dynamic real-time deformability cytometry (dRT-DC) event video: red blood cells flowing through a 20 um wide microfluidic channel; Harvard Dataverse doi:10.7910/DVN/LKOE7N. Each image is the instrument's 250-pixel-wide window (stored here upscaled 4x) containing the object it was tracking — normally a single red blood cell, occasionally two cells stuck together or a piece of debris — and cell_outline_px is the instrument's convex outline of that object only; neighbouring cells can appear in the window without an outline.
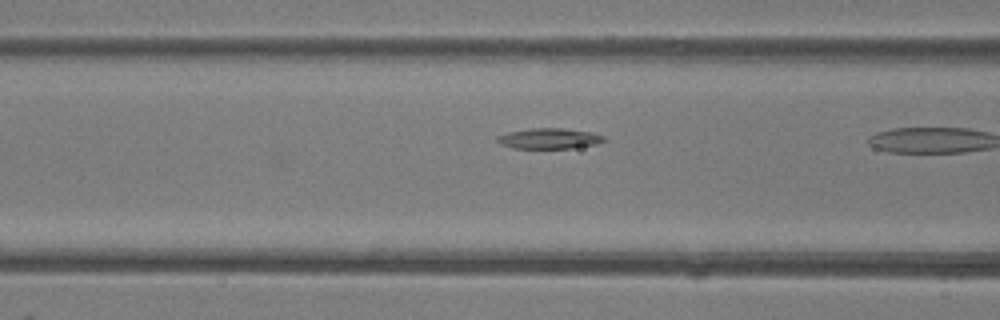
{"species": "common noctule bat (a hibernating species)", "species_latin": "Nyctalus noctula", "temperature_condition": "room temperature", "stored_images_in_passage": 6, "camera_frame_rate_fps": 3000, "um_per_image_px": 0.085, "animal": {"sex": "female"}, "frame": {"image": 1, "passage_image": 5, "time_ms": 1.333, "image_size_px": [1000, 320], "cell_outline_px": [[608, 140], [596, 144], [572, 148], [512, 148], [500, 144], [496, 140], [496, 136], [508, 132], [532, 128], [564, 128], [592, 132], [604, 136]], "centroid_in_image_um": [46.69, 11.77], "position_along_channel_um": 119.9, "area_um2": 12.89}}